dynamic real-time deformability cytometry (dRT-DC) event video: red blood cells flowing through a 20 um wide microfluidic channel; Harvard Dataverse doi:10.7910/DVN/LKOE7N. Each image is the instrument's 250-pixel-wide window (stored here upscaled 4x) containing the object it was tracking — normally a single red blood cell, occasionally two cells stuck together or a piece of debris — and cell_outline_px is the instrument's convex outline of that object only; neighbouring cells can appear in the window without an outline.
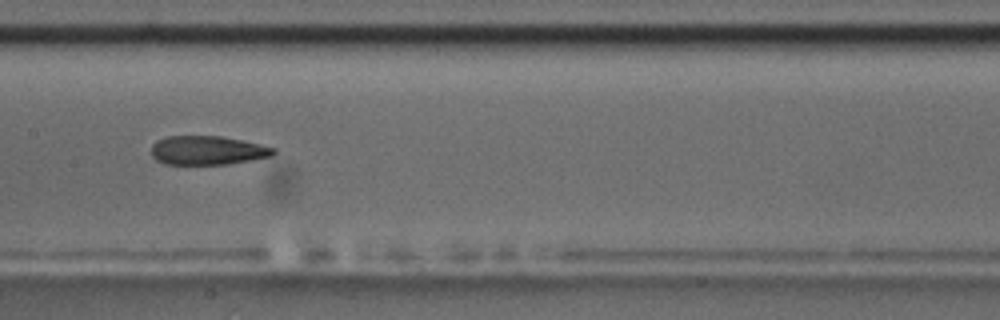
{"species": "common noctule bat (a hibernating species)", "species_latin": "Nyctalus noctula", "temperature_condition": "room temperature", "stored_images_in_passage": 11, "camera_frame_rate_fps": 3000, "um_per_image_px": 0.085, "animal": {"sex": "male", "body_mass_g": 17.5, "forearm_length_mm": 52.3}, "frame": {"image": 1, "passage_image": 8, "time_ms": 8.667, "image_size_px": [1000, 320], "cell_outline_px": [[276, 152], [272, 156], [228, 164], [164, 164], [156, 160], [152, 156], [152, 144], [156, 140], [168, 136], [220, 136], [260, 144], [276, 148]], "centroid_in_image_um": [17.63, 12.78], "position_along_channel_um": 189.8, "area_um2": 20.58}}